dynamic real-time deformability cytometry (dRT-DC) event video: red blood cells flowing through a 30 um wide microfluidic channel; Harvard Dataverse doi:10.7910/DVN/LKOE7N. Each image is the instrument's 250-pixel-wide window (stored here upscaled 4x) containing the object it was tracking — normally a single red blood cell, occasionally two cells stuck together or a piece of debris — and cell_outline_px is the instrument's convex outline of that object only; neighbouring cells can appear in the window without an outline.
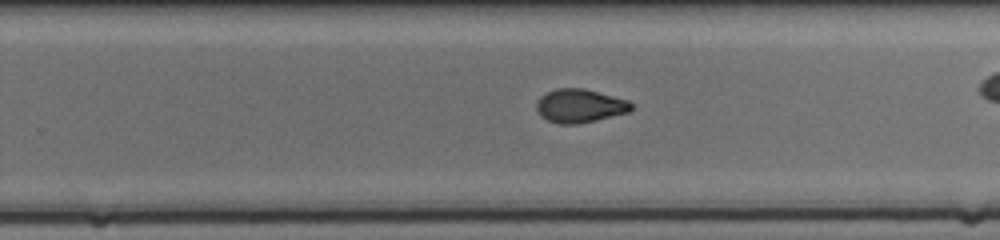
{"species": "common noctule bat (a hibernating species)", "species_latin": "Nyctalus noctula", "temperature_condition": "cold", "stored_images_in_passage": 28, "camera_frame_rate_fps": 3000, "um_per_image_px": 0.085, "animal": {"sex": "female", "body_mass_g": 17.0, "forearm_length_mm": 48.0}, "frame": {"image": 1, "passage_image": 20, "time_ms": 6.333, "image_size_px": [1000, 240], "cell_outline_px": [[632, 108], [628, 112], [596, 120], [576, 124], [560, 124], [548, 120], [540, 116], [536, 108], [536, 100], [540, 96], [556, 88], [584, 88], [628, 100], [632, 104]], "centroid_in_image_um": [49.25, 8.99], "position_along_channel_um": 280.5, "area_um2": 18.5}}